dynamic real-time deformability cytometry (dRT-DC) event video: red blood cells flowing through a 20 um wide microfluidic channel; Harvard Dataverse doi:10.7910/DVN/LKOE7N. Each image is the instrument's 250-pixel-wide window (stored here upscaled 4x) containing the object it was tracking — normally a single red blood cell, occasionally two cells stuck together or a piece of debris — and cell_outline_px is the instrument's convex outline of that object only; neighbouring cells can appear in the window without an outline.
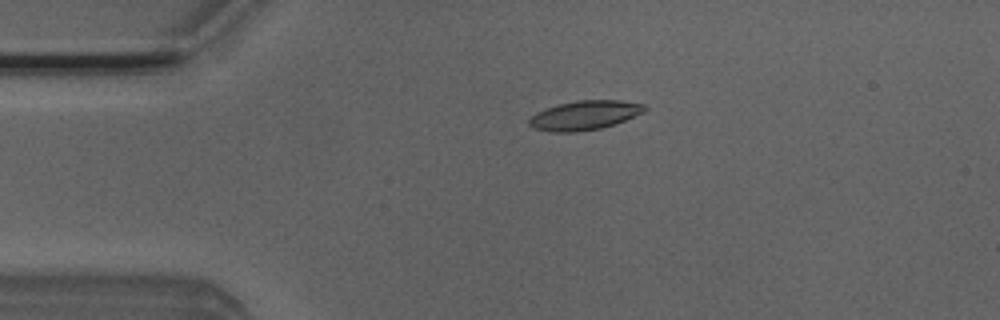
{"species": "Egyptian fruit bat (a non-hibernating species)", "species_latin": "Rousettus aegyptiacus", "temperature_condition": "room temperature", "stored_images_in_passage": 53, "camera_frame_rate_fps": 3000, "um_per_image_px": 0.085, "animal": {"sex": "male"}, "frame": {"image": 1, "passage_image": 11, "time_ms": 3.333, "image_size_px": [1000, 320], "cell_outline_px": [[648, 108], [644, 112], [624, 120], [600, 128], [576, 132], [548, 132], [536, 128], [528, 124], [528, 120], [536, 112], [560, 104], [576, 100], [620, 100], [644, 104]], "centroid_in_image_um": [49.69, 9.79], "position_along_channel_um": 35.3, "area_um2": 19.48}}
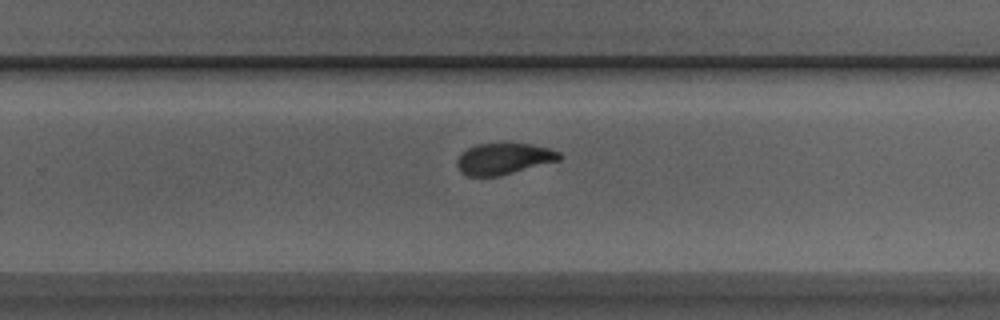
{"frame": {"image": 2, "passage_image": 33, "time_ms": 10.667, "image_size_px": [1000, 320], "cell_outline_px": [[564, 156], [560, 160], [500, 176], [468, 176], [460, 172], [456, 164], [456, 160], [468, 148], [476, 144], [504, 140], [532, 144], [548, 148], [560, 152]], "centroid_in_image_um": [42.84, 13.45], "position_along_channel_um": 287.0, "area_um2": 19.42}}
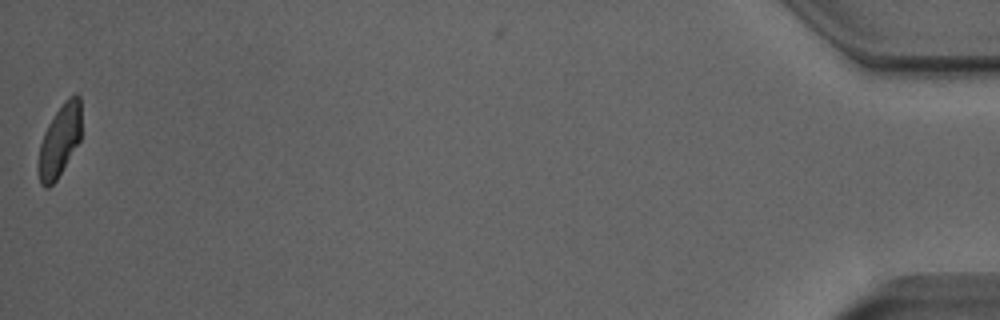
{"frame": {"image": 3, "passage_image": 52, "time_ms": 17.0, "image_size_px": [1000, 320], "cell_outline_px": [[80, 140], [56, 180], [48, 188], [44, 188], [40, 184], [40, 144], [44, 132], [48, 124], [64, 100], [68, 96], [76, 92], [80, 96]], "centroid_in_image_um": [5.09, 11.89], "position_along_channel_um": 430.1, "area_um2": 17.57}, "authors_computed_cell_mechanics": {"area_um2": 19.1896, "velocity_mm_per_s": 3.9122, "shape_relaxation_time_tau1_ms": 4.8928, "shape_relaxation_time_tau2_ms": 2.0566, "deformation_change_tau1": 0.1549, "deformation_change_tau2": 0.0727}}